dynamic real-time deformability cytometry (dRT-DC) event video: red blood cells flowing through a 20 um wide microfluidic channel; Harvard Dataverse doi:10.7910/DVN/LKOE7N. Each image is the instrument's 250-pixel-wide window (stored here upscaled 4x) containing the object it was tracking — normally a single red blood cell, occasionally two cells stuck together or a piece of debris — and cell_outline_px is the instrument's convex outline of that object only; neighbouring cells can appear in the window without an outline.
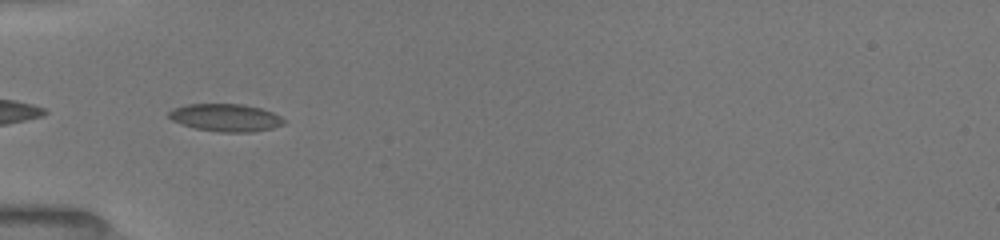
{"species": "common noctule bat (a hibernating species)", "species_latin": "Nyctalus noctula", "temperature_condition": "room temperature", "stored_images_in_passage": 35, "camera_frame_rate_fps": 3000, "um_per_image_px": 0.085, "animal": {"sex": "female", "body_mass_g": 19.5, "forearm_length_mm": 54.1}, "frame": {"image": 1, "passage_image": 1, "time_ms": 0.0, "image_size_px": [1000, 240], "cell_outline_px": [[284, 124], [272, 128], [252, 132], [220, 132], [196, 128], [172, 120], [168, 116], [168, 112], [172, 108], [184, 104], [244, 104], [260, 108], [272, 112], [280, 116], [284, 120]], "centroid_in_image_um": [19.17, 9.99], "position_along_channel_um": 65.8, "area_um2": 18.44}}
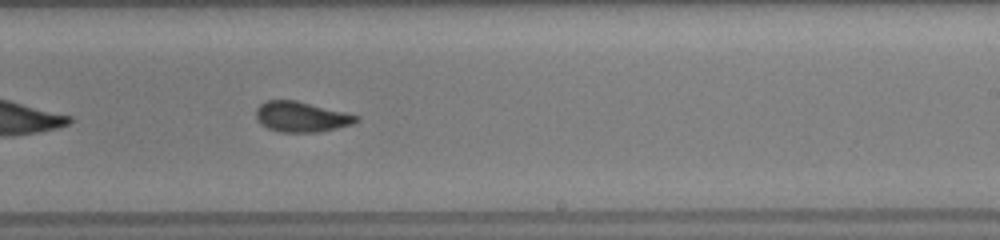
{"frame": {"image": 2, "passage_image": 16, "time_ms": 5.0, "image_size_px": [1000, 240], "cell_outline_px": [[360, 120], [352, 124], [320, 132], [280, 132], [268, 128], [260, 124], [256, 116], [256, 108], [260, 104], [268, 100], [296, 100], [360, 116]], "centroid_in_image_um": [25.61, 9.93], "position_along_channel_um": 263.4, "area_um2": 17.69}}
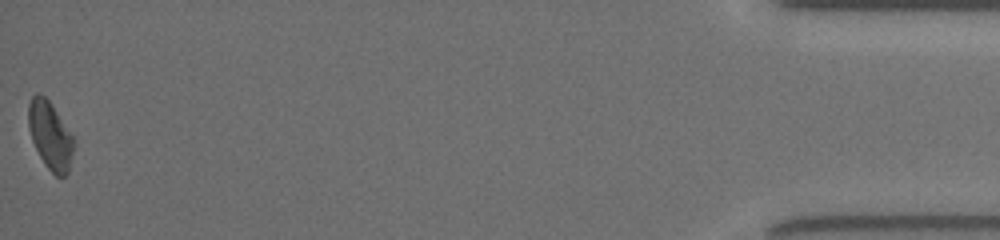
{"frame": {"image": 3, "passage_image": 35, "time_ms": 11.333, "image_size_px": [1000, 240], "cell_outline_px": [[72, 152], [68, 172], [64, 176], [56, 176], [44, 164], [32, 140], [28, 128], [28, 104], [32, 96], [36, 92], [44, 96], [48, 100], [72, 136]], "centroid_in_image_um": [4.22, 11.5], "position_along_channel_um": 431.0, "area_um2": 17.34}, "authors_computed_cell_mechanics": {"area_um2": 17.8024, "velocity_mm_per_s": 4.0052, "shape_relaxation_time_tau1_ms": 7.6965, "shape_relaxation_time_tau2_ms": 0.7858, "deformation_change_tau1": 0.18, "deformation_change_tau2": 0.0494}}